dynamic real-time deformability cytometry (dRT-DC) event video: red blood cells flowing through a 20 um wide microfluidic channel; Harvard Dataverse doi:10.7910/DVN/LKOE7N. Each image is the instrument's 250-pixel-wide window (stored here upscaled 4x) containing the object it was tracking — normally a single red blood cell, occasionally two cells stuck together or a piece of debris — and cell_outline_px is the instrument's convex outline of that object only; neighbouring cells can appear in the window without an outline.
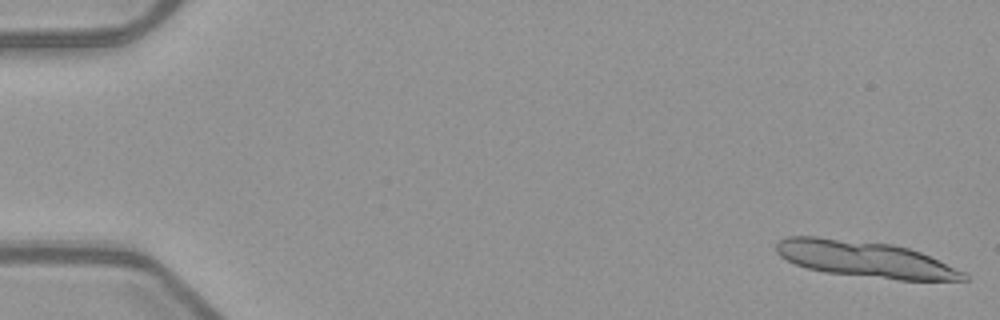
{"species": "common noctule bat (a hibernating species)", "species_latin": "Nyctalus noctula", "temperature_condition": "warm", "stored_images_in_passage": 13, "camera_frame_rate_fps": 3000, "um_per_image_px": 0.085, "animal": {"sex": "female", "body_mass_g": 21.9}, "frame": {"image": 1, "passage_image": 1, "time_ms": 0.0, "image_size_px": [1000, 320], "cell_outline_px": [[968, 280], [900, 280], [824, 272], [808, 268], [796, 264], [780, 256], [776, 252], [776, 244], [780, 240], [788, 236], [816, 236], [892, 244], [908, 248], [920, 252], [964, 272], [968, 276]], "centroid_in_image_um": [73.5, 22.03], "position_along_channel_um": 11.5, "area_um2": 39.19}}